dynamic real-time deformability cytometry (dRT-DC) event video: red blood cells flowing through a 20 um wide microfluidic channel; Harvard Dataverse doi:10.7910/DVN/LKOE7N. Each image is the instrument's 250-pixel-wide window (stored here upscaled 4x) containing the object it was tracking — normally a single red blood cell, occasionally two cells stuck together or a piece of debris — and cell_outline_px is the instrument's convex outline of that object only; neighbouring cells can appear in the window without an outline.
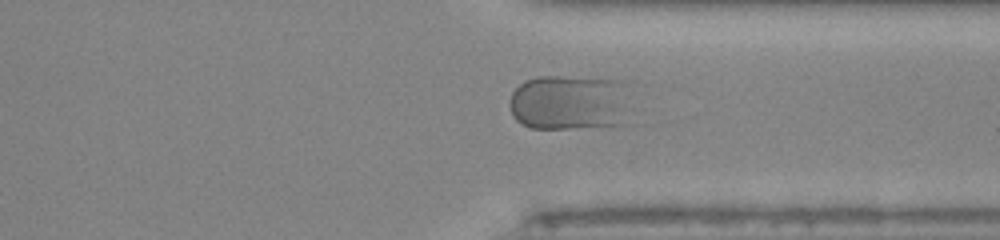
{"species": "human", "species_latin": "Homo sapiens", "temperature_condition": "room temperature", "stored_images_in_passage": 43, "camera_frame_rate_fps": 3000, "um_per_image_px": 0.085, "donor": {"sex": "male"}, "frame": {"image": 1, "passage_image": 31, "time_ms": 10.0, "image_size_px": [1000, 240], "cell_outline_px": [[632, 80], [620, 124], [568, 128], [532, 128], [516, 120], [512, 116], [508, 104], [512, 92], [524, 80], [536, 76], [612, 76]], "centroid_in_image_um": [48.43, 8.61], "position_along_channel_um": 363.0, "area_um2": 40.34}}
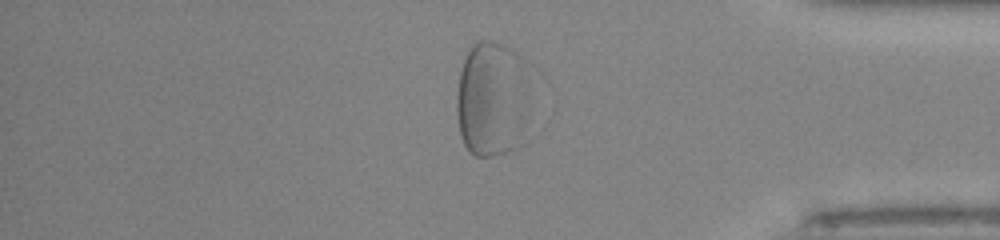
{"frame": {"image": 2, "passage_image": 35, "time_ms": 11.333, "image_size_px": [1000, 240], "cell_outline_px": [[520, 144], [516, 148], [492, 156], [476, 156], [464, 144], [460, 136], [456, 108], [456, 96], [460, 72], [468, 48], [476, 40], [492, 40], [504, 44], [516, 52], [520, 56]], "centroid_in_image_um": [41.61, 8.39], "position_along_channel_um": 393.6, "area_um2": 46.76}}